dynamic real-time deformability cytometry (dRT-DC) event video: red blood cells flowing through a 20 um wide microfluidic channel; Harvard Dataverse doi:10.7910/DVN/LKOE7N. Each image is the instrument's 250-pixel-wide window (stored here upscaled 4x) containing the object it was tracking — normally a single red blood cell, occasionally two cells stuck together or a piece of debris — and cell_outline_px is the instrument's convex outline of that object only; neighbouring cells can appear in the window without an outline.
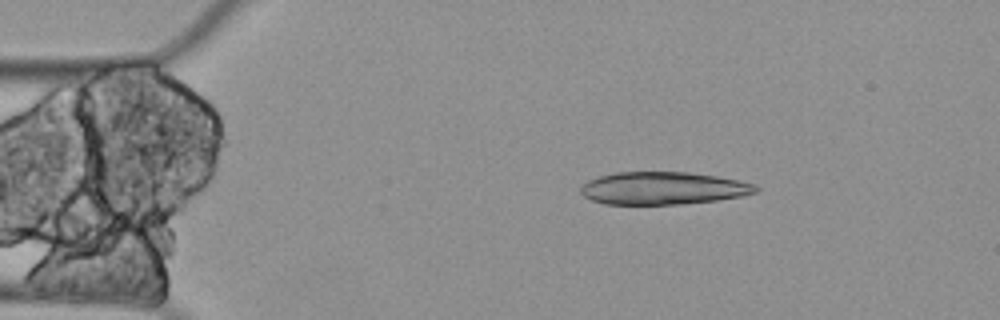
{"species": "Egyptian fruit bat (a non-hibernating species)", "species_latin": "Rousettus aegyptiacus", "temperature_condition": "cold", "stored_images_in_passage": 6, "camera_frame_rate_fps": 3000, "um_per_image_px": 0.085, "animal": {"sex": "female"}, "frame": {"image": 1, "passage_image": 6, "time_ms": 1.667, "image_size_px": [1000, 320], "cell_outline_px": [[760, 188], [756, 192], [740, 196], [716, 200], [680, 204], [604, 204], [592, 200], [584, 196], [580, 192], [580, 188], [588, 180], [600, 176], [616, 172], [688, 172], [716, 176], [756, 184]], "centroid_in_image_um": [56.35, 16.0], "position_along_channel_um": 28.7, "area_um2": 33.12}}